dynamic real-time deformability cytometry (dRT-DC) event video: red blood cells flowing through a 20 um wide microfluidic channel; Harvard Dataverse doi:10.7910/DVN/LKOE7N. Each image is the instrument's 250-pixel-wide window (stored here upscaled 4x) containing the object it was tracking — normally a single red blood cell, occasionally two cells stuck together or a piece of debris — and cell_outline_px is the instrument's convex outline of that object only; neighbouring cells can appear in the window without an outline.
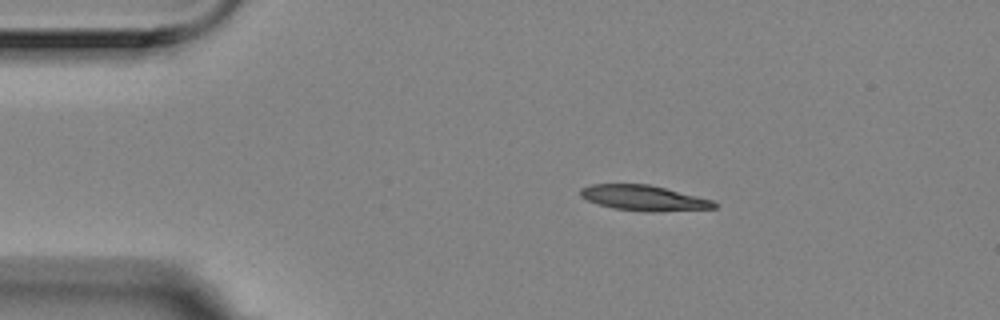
{"species": "Egyptian fruit bat (a non-hibernating species)", "species_latin": "Rousettus aegyptiacus", "temperature_condition": "room temperature", "stored_images_in_passage": 3, "camera_frame_rate_fps": 3000, "um_per_image_px": 0.085, "animal": {"sex": "female"}, "frame": {"image": 1, "passage_image": 2, "time_ms": 0.333, "image_size_px": [1000, 320], "cell_outline_px": [[720, 204], [716, 208], [656, 212], [644, 212], [612, 208], [588, 200], [580, 196], [580, 188], [592, 184], [648, 184], [712, 200]], "centroid_in_image_um": [54.73, 16.84], "position_along_channel_um": 30.3, "area_um2": 19.71}}